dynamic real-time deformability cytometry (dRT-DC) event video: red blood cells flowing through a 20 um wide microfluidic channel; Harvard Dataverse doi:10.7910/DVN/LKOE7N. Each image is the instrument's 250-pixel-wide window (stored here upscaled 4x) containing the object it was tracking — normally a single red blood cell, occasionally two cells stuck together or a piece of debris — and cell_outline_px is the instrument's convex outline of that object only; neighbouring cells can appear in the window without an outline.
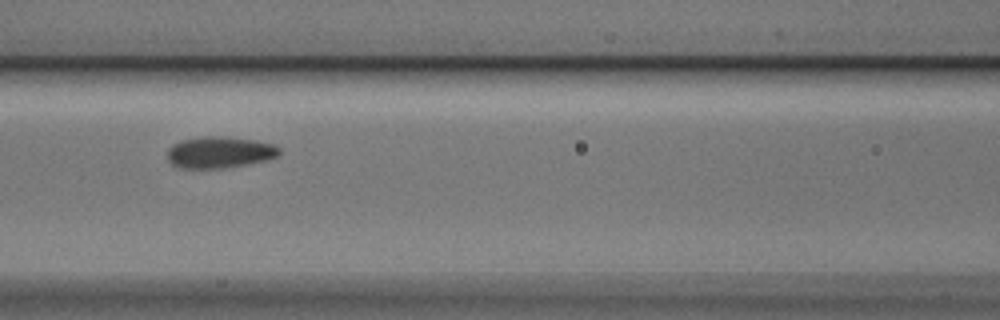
{"species": "Egyptian fruit bat (a non-hibernating species)", "species_latin": "Rousettus aegyptiacus", "temperature_condition": "cold", "stored_images_in_passage": 12, "camera_frame_rate_fps": 3000, "um_per_image_px": 0.085, "animal": {"sex": "male"}, "frame": {"image": 1, "passage_image": 4, "time_ms": 1.0, "image_size_px": [1000, 320], "cell_outline_px": [[280, 152], [276, 156], [264, 160], [248, 164], [224, 168], [176, 168], [168, 160], [168, 148], [172, 144], [180, 140], [208, 136], [228, 136], [256, 140], [272, 144], [280, 148]], "centroid_in_image_um": [18.63, 12.94], "position_along_channel_um": 148.0, "area_um2": 20.63}}
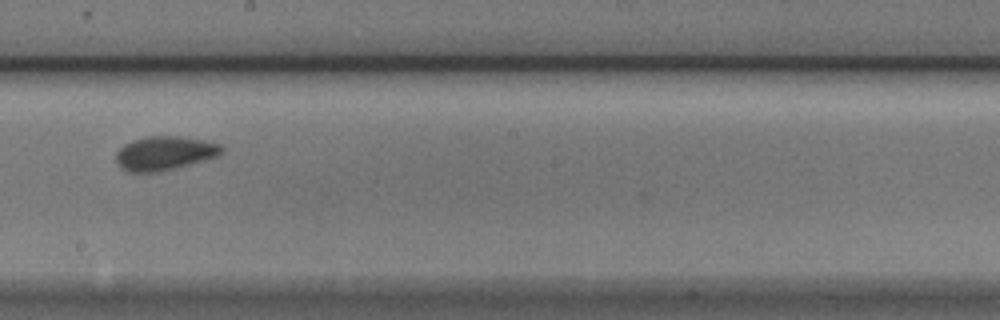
{"frame": {"image": 2, "passage_image": 6, "time_ms": 1.667, "image_size_px": [1000, 320], "cell_outline_px": [[224, 152], [220, 156], [176, 168], [156, 172], [128, 172], [120, 168], [116, 160], [116, 152], [124, 144], [132, 140], [148, 136], [180, 136], [204, 140], [220, 144], [224, 148]], "centroid_in_image_um": [14.01, 13.02], "position_along_channel_um": 234.2, "area_um2": 21.15}}
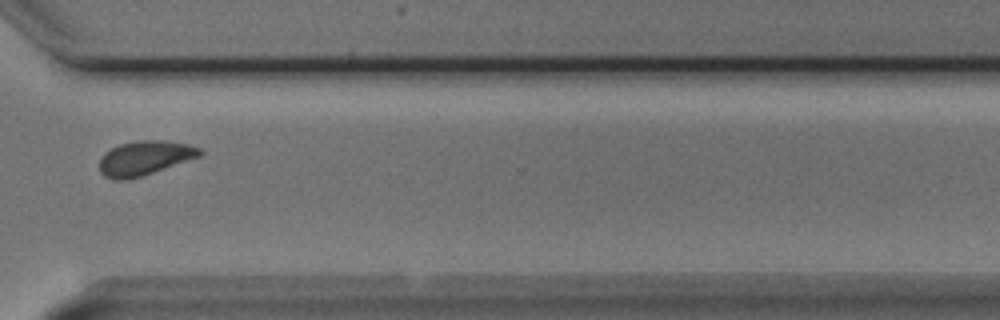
{"frame": {"image": 3, "passage_image": 9, "time_ms": 2.667, "image_size_px": [1000, 320], "cell_outline_px": [[204, 152], [200, 156], [128, 180], [116, 180], [104, 176], [100, 172], [100, 160], [104, 152], [120, 144], [136, 140], [164, 140], [188, 144], [200, 148]], "centroid_in_image_um": [12.28, 13.42], "position_along_channel_um": 358.3, "area_um2": 19.94}}